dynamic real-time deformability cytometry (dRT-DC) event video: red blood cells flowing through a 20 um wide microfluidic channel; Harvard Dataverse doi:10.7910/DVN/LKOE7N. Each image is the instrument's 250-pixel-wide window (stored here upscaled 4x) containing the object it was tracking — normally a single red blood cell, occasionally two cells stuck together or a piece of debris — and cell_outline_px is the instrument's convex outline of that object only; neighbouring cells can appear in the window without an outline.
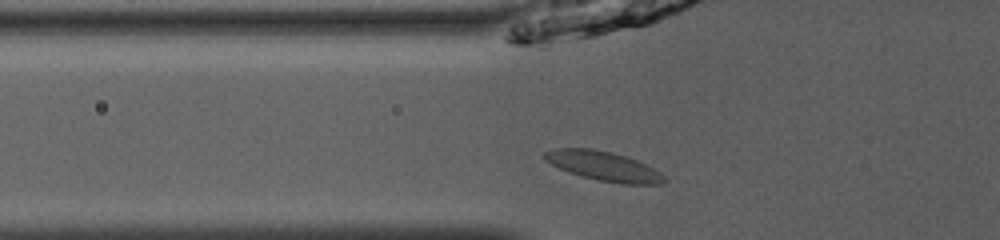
{"species": "common noctule bat (a hibernating species)", "species_latin": "Nyctalus noctula", "temperature_condition": "room temperature", "stored_images_in_passage": 35, "camera_frame_rate_fps": 3000, "um_per_image_px": 0.085, "animal": {"sex": "male", "body_mass_g": 13.0, "forearm_length_mm": 53.1}, "frame": {"image": 1, "passage_image": 3, "time_ms": 0.667, "image_size_px": [1000, 240], "cell_outline_px": [[668, 180], [664, 184], [624, 184], [600, 180], [584, 176], [560, 168], [544, 160], [544, 152], [556, 148], [592, 148], [612, 152], [636, 160], [660, 172]], "centroid_in_image_um": [51.34, 14.11], "position_along_channel_um": 74.5, "area_um2": 20.17}}
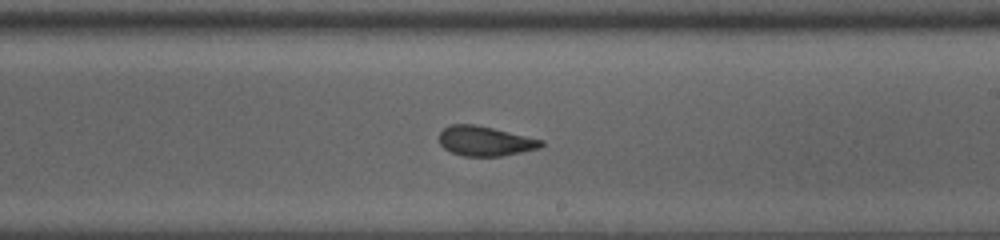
{"frame": {"image": 2, "passage_image": 16, "time_ms": 5.0, "image_size_px": [1000, 240], "cell_outline_px": [[544, 144], [540, 148], [500, 156], [464, 156], [452, 152], [444, 148], [440, 144], [440, 132], [448, 124], [476, 124], [544, 140]], "centroid_in_image_um": [41.23, 11.98], "position_along_channel_um": 247.8, "area_um2": 17.63}}
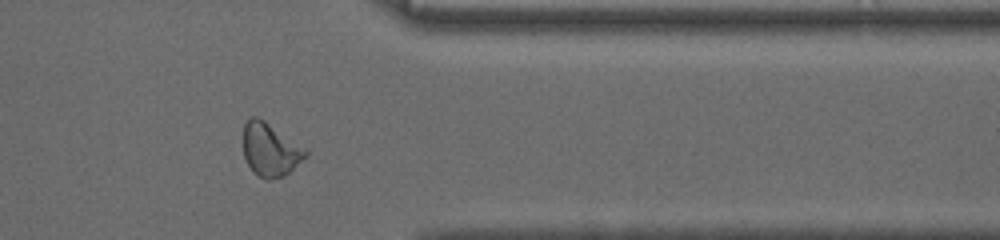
{"frame": {"image": 3, "passage_image": 27, "time_ms": 8.667, "image_size_px": [1000, 240], "cell_outline_px": [[308, 156], [284, 176], [272, 180], [268, 180], [260, 176], [248, 164], [244, 156], [244, 124], [252, 116], [256, 116], [264, 120], [308, 148]], "centroid_in_image_um": [23.03, 12.71], "position_along_channel_um": 388.4, "area_um2": 19.36}, "authors_computed_cell_mechanics": {"area_um2": 18.6116, "velocity_mm_per_s": 3.9841, "shape_relaxation_time_tau1_ms": 5.9114, "shape_relaxation_time_tau2_ms": 1.294, "deformation_change_tau1": 0.1365, "deformation_change_tau2": 0.0773}}